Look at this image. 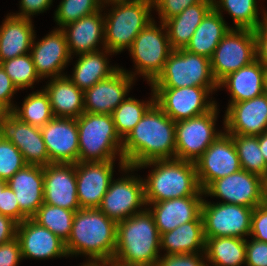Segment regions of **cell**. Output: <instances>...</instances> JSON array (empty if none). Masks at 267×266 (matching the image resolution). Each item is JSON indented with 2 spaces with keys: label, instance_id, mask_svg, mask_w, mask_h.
<instances>
[{
  "label": "cell",
  "instance_id": "1",
  "mask_svg": "<svg viewBox=\"0 0 267 266\" xmlns=\"http://www.w3.org/2000/svg\"><path fill=\"white\" fill-rule=\"evenodd\" d=\"M175 124L154 103L123 139L122 154L125 164L137 167L153 160L175 159Z\"/></svg>",
  "mask_w": 267,
  "mask_h": 266
},
{
  "label": "cell",
  "instance_id": "2",
  "mask_svg": "<svg viewBox=\"0 0 267 266\" xmlns=\"http://www.w3.org/2000/svg\"><path fill=\"white\" fill-rule=\"evenodd\" d=\"M117 223L98 208H81L75 212L71 233L65 242L68 255L84 254L89 263L106 264L113 259Z\"/></svg>",
  "mask_w": 267,
  "mask_h": 266
},
{
  "label": "cell",
  "instance_id": "3",
  "mask_svg": "<svg viewBox=\"0 0 267 266\" xmlns=\"http://www.w3.org/2000/svg\"><path fill=\"white\" fill-rule=\"evenodd\" d=\"M160 237L149 208L144 209L117 223L113 259L128 264L157 265Z\"/></svg>",
  "mask_w": 267,
  "mask_h": 266
},
{
  "label": "cell",
  "instance_id": "4",
  "mask_svg": "<svg viewBox=\"0 0 267 266\" xmlns=\"http://www.w3.org/2000/svg\"><path fill=\"white\" fill-rule=\"evenodd\" d=\"M155 166L144 181L146 205L173 198L201 196L195 162L179 159L153 160L136 168ZM144 166V167H143Z\"/></svg>",
  "mask_w": 267,
  "mask_h": 266
},
{
  "label": "cell",
  "instance_id": "5",
  "mask_svg": "<svg viewBox=\"0 0 267 266\" xmlns=\"http://www.w3.org/2000/svg\"><path fill=\"white\" fill-rule=\"evenodd\" d=\"M79 134L78 162H103L120 155V167L125 172L136 167L127 166L123 160V139L116 131L110 114L84 112L76 118Z\"/></svg>",
  "mask_w": 267,
  "mask_h": 266
},
{
  "label": "cell",
  "instance_id": "6",
  "mask_svg": "<svg viewBox=\"0 0 267 266\" xmlns=\"http://www.w3.org/2000/svg\"><path fill=\"white\" fill-rule=\"evenodd\" d=\"M112 11L104 19L105 53H118L129 49L138 34L152 21V0L104 2Z\"/></svg>",
  "mask_w": 267,
  "mask_h": 266
},
{
  "label": "cell",
  "instance_id": "7",
  "mask_svg": "<svg viewBox=\"0 0 267 266\" xmlns=\"http://www.w3.org/2000/svg\"><path fill=\"white\" fill-rule=\"evenodd\" d=\"M218 88L211 71L210 59L184 48L174 49L165 62L163 71L151 83L152 88L181 87Z\"/></svg>",
  "mask_w": 267,
  "mask_h": 266
},
{
  "label": "cell",
  "instance_id": "8",
  "mask_svg": "<svg viewBox=\"0 0 267 266\" xmlns=\"http://www.w3.org/2000/svg\"><path fill=\"white\" fill-rule=\"evenodd\" d=\"M256 60L254 30L233 29L222 38L210 59L213 78L219 83L227 75Z\"/></svg>",
  "mask_w": 267,
  "mask_h": 266
},
{
  "label": "cell",
  "instance_id": "9",
  "mask_svg": "<svg viewBox=\"0 0 267 266\" xmlns=\"http://www.w3.org/2000/svg\"><path fill=\"white\" fill-rule=\"evenodd\" d=\"M161 28L152 20L135 38L128 49L136 63L137 73L147 78L150 84L163 71L166 60L174 50L169 42L166 27ZM166 30L165 34L161 30Z\"/></svg>",
  "mask_w": 267,
  "mask_h": 266
},
{
  "label": "cell",
  "instance_id": "10",
  "mask_svg": "<svg viewBox=\"0 0 267 266\" xmlns=\"http://www.w3.org/2000/svg\"><path fill=\"white\" fill-rule=\"evenodd\" d=\"M217 105L207 113L175 124V158L195 162L222 134L215 131Z\"/></svg>",
  "mask_w": 267,
  "mask_h": 266
},
{
  "label": "cell",
  "instance_id": "11",
  "mask_svg": "<svg viewBox=\"0 0 267 266\" xmlns=\"http://www.w3.org/2000/svg\"><path fill=\"white\" fill-rule=\"evenodd\" d=\"M254 208L228 203L202 202L204 237H238L245 239L251 231Z\"/></svg>",
  "mask_w": 267,
  "mask_h": 266
},
{
  "label": "cell",
  "instance_id": "12",
  "mask_svg": "<svg viewBox=\"0 0 267 266\" xmlns=\"http://www.w3.org/2000/svg\"><path fill=\"white\" fill-rule=\"evenodd\" d=\"M217 88L181 87L153 88L155 103L173 121L178 122L203 115L212 110L215 101H206L208 94Z\"/></svg>",
  "mask_w": 267,
  "mask_h": 266
},
{
  "label": "cell",
  "instance_id": "13",
  "mask_svg": "<svg viewBox=\"0 0 267 266\" xmlns=\"http://www.w3.org/2000/svg\"><path fill=\"white\" fill-rule=\"evenodd\" d=\"M199 186L204 190L212 181L240 171L233 138L223 133L195 161Z\"/></svg>",
  "mask_w": 267,
  "mask_h": 266
},
{
  "label": "cell",
  "instance_id": "14",
  "mask_svg": "<svg viewBox=\"0 0 267 266\" xmlns=\"http://www.w3.org/2000/svg\"><path fill=\"white\" fill-rule=\"evenodd\" d=\"M0 137L12 142L28 165L50 164L40 127L22 122L11 112H0Z\"/></svg>",
  "mask_w": 267,
  "mask_h": 266
},
{
  "label": "cell",
  "instance_id": "15",
  "mask_svg": "<svg viewBox=\"0 0 267 266\" xmlns=\"http://www.w3.org/2000/svg\"><path fill=\"white\" fill-rule=\"evenodd\" d=\"M203 192L224 199L223 203L255 208L263 203V177L241 169L212 181Z\"/></svg>",
  "mask_w": 267,
  "mask_h": 266
},
{
  "label": "cell",
  "instance_id": "16",
  "mask_svg": "<svg viewBox=\"0 0 267 266\" xmlns=\"http://www.w3.org/2000/svg\"><path fill=\"white\" fill-rule=\"evenodd\" d=\"M143 205H146L144 181L134 176H125V178L110 182L98 209L118 223L142 212L137 208L141 209L140 206Z\"/></svg>",
  "mask_w": 267,
  "mask_h": 266
},
{
  "label": "cell",
  "instance_id": "17",
  "mask_svg": "<svg viewBox=\"0 0 267 266\" xmlns=\"http://www.w3.org/2000/svg\"><path fill=\"white\" fill-rule=\"evenodd\" d=\"M40 129L50 164L78 162L79 134L76 118L54 117Z\"/></svg>",
  "mask_w": 267,
  "mask_h": 266
},
{
  "label": "cell",
  "instance_id": "18",
  "mask_svg": "<svg viewBox=\"0 0 267 266\" xmlns=\"http://www.w3.org/2000/svg\"><path fill=\"white\" fill-rule=\"evenodd\" d=\"M44 203L67 210H80L76 164L51 163L43 167Z\"/></svg>",
  "mask_w": 267,
  "mask_h": 266
},
{
  "label": "cell",
  "instance_id": "19",
  "mask_svg": "<svg viewBox=\"0 0 267 266\" xmlns=\"http://www.w3.org/2000/svg\"><path fill=\"white\" fill-rule=\"evenodd\" d=\"M224 129L229 135L258 136L267 132V94L228 105Z\"/></svg>",
  "mask_w": 267,
  "mask_h": 266
},
{
  "label": "cell",
  "instance_id": "20",
  "mask_svg": "<svg viewBox=\"0 0 267 266\" xmlns=\"http://www.w3.org/2000/svg\"><path fill=\"white\" fill-rule=\"evenodd\" d=\"M134 75L119 68L109 78L84 91V112L110 114L122 103L133 83Z\"/></svg>",
  "mask_w": 267,
  "mask_h": 266
},
{
  "label": "cell",
  "instance_id": "21",
  "mask_svg": "<svg viewBox=\"0 0 267 266\" xmlns=\"http://www.w3.org/2000/svg\"><path fill=\"white\" fill-rule=\"evenodd\" d=\"M115 160L77 162V197L81 208H98L113 178Z\"/></svg>",
  "mask_w": 267,
  "mask_h": 266
},
{
  "label": "cell",
  "instance_id": "22",
  "mask_svg": "<svg viewBox=\"0 0 267 266\" xmlns=\"http://www.w3.org/2000/svg\"><path fill=\"white\" fill-rule=\"evenodd\" d=\"M16 237L20 242L22 259L68 256L65 242L31 218H27L17 225Z\"/></svg>",
  "mask_w": 267,
  "mask_h": 266
},
{
  "label": "cell",
  "instance_id": "23",
  "mask_svg": "<svg viewBox=\"0 0 267 266\" xmlns=\"http://www.w3.org/2000/svg\"><path fill=\"white\" fill-rule=\"evenodd\" d=\"M29 53L40 78L63 76L61 71L71 58L65 34L59 28L40 42L34 43L33 38Z\"/></svg>",
  "mask_w": 267,
  "mask_h": 266
},
{
  "label": "cell",
  "instance_id": "24",
  "mask_svg": "<svg viewBox=\"0 0 267 266\" xmlns=\"http://www.w3.org/2000/svg\"><path fill=\"white\" fill-rule=\"evenodd\" d=\"M203 199L200 196H186L165 201L150 203L153 208L149 210L155 225L161 234L171 231L190 221H203L201 207Z\"/></svg>",
  "mask_w": 267,
  "mask_h": 266
},
{
  "label": "cell",
  "instance_id": "25",
  "mask_svg": "<svg viewBox=\"0 0 267 266\" xmlns=\"http://www.w3.org/2000/svg\"><path fill=\"white\" fill-rule=\"evenodd\" d=\"M7 185L14 191L20 210L31 218L44 203L43 167L26 165L18 170Z\"/></svg>",
  "mask_w": 267,
  "mask_h": 266
},
{
  "label": "cell",
  "instance_id": "26",
  "mask_svg": "<svg viewBox=\"0 0 267 266\" xmlns=\"http://www.w3.org/2000/svg\"><path fill=\"white\" fill-rule=\"evenodd\" d=\"M101 11L84 16L79 20L60 28L66 37L70 54L77 55L98 51V42L102 39L104 43V19ZM66 27V28H65ZM74 51V52H73Z\"/></svg>",
  "mask_w": 267,
  "mask_h": 266
},
{
  "label": "cell",
  "instance_id": "27",
  "mask_svg": "<svg viewBox=\"0 0 267 266\" xmlns=\"http://www.w3.org/2000/svg\"><path fill=\"white\" fill-rule=\"evenodd\" d=\"M0 27V62L28 54L35 33L30 18L9 15Z\"/></svg>",
  "mask_w": 267,
  "mask_h": 266
},
{
  "label": "cell",
  "instance_id": "28",
  "mask_svg": "<svg viewBox=\"0 0 267 266\" xmlns=\"http://www.w3.org/2000/svg\"><path fill=\"white\" fill-rule=\"evenodd\" d=\"M265 67L256 59L245 66L227 75L218 83L227 87L231 93L230 103H238L255 98L264 93Z\"/></svg>",
  "mask_w": 267,
  "mask_h": 266
},
{
  "label": "cell",
  "instance_id": "29",
  "mask_svg": "<svg viewBox=\"0 0 267 266\" xmlns=\"http://www.w3.org/2000/svg\"><path fill=\"white\" fill-rule=\"evenodd\" d=\"M54 117L78 118L84 113V91L66 75L52 78L45 87Z\"/></svg>",
  "mask_w": 267,
  "mask_h": 266
},
{
  "label": "cell",
  "instance_id": "30",
  "mask_svg": "<svg viewBox=\"0 0 267 266\" xmlns=\"http://www.w3.org/2000/svg\"><path fill=\"white\" fill-rule=\"evenodd\" d=\"M213 8V1H202L184 9L164 22L173 49L185 48L196 28Z\"/></svg>",
  "mask_w": 267,
  "mask_h": 266
},
{
  "label": "cell",
  "instance_id": "31",
  "mask_svg": "<svg viewBox=\"0 0 267 266\" xmlns=\"http://www.w3.org/2000/svg\"><path fill=\"white\" fill-rule=\"evenodd\" d=\"M230 29L223 20L221 11L217 12L212 8L196 28L184 49L211 59L219 42Z\"/></svg>",
  "mask_w": 267,
  "mask_h": 266
},
{
  "label": "cell",
  "instance_id": "32",
  "mask_svg": "<svg viewBox=\"0 0 267 266\" xmlns=\"http://www.w3.org/2000/svg\"><path fill=\"white\" fill-rule=\"evenodd\" d=\"M205 243L203 221L184 223L161 234L160 237V248L167 250V255L191 254L200 251L205 253Z\"/></svg>",
  "mask_w": 267,
  "mask_h": 266
},
{
  "label": "cell",
  "instance_id": "33",
  "mask_svg": "<svg viewBox=\"0 0 267 266\" xmlns=\"http://www.w3.org/2000/svg\"><path fill=\"white\" fill-rule=\"evenodd\" d=\"M98 51L81 54L69 79L82 91L93 87L99 81L109 78L119 68L110 67L107 57Z\"/></svg>",
  "mask_w": 267,
  "mask_h": 266
},
{
  "label": "cell",
  "instance_id": "34",
  "mask_svg": "<svg viewBox=\"0 0 267 266\" xmlns=\"http://www.w3.org/2000/svg\"><path fill=\"white\" fill-rule=\"evenodd\" d=\"M205 258L214 266H240L246 263V239L205 238Z\"/></svg>",
  "mask_w": 267,
  "mask_h": 266
},
{
  "label": "cell",
  "instance_id": "35",
  "mask_svg": "<svg viewBox=\"0 0 267 266\" xmlns=\"http://www.w3.org/2000/svg\"><path fill=\"white\" fill-rule=\"evenodd\" d=\"M19 120L32 126L43 127L54 118L48 94L43 89L28 95L21 109L17 106L11 111Z\"/></svg>",
  "mask_w": 267,
  "mask_h": 266
},
{
  "label": "cell",
  "instance_id": "36",
  "mask_svg": "<svg viewBox=\"0 0 267 266\" xmlns=\"http://www.w3.org/2000/svg\"><path fill=\"white\" fill-rule=\"evenodd\" d=\"M75 212L43 203L31 219L66 242L71 233Z\"/></svg>",
  "mask_w": 267,
  "mask_h": 266
},
{
  "label": "cell",
  "instance_id": "37",
  "mask_svg": "<svg viewBox=\"0 0 267 266\" xmlns=\"http://www.w3.org/2000/svg\"><path fill=\"white\" fill-rule=\"evenodd\" d=\"M256 0H213V8L220 12V8L228 11L234 19L236 29L255 30L267 19V13H264L263 20L258 17V8Z\"/></svg>",
  "mask_w": 267,
  "mask_h": 266
},
{
  "label": "cell",
  "instance_id": "38",
  "mask_svg": "<svg viewBox=\"0 0 267 266\" xmlns=\"http://www.w3.org/2000/svg\"><path fill=\"white\" fill-rule=\"evenodd\" d=\"M243 170L261 177L267 175V163L259 148L258 136L231 135Z\"/></svg>",
  "mask_w": 267,
  "mask_h": 266
},
{
  "label": "cell",
  "instance_id": "39",
  "mask_svg": "<svg viewBox=\"0 0 267 266\" xmlns=\"http://www.w3.org/2000/svg\"><path fill=\"white\" fill-rule=\"evenodd\" d=\"M152 91L153 98L147 103L129 97L111 113L116 131L122 139L128 135L145 115L146 111L155 103L154 90Z\"/></svg>",
  "mask_w": 267,
  "mask_h": 266
},
{
  "label": "cell",
  "instance_id": "40",
  "mask_svg": "<svg viewBox=\"0 0 267 266\" xmlns=\"http://www.w3.org/2000/svg\"><path fill=\"white\" fill-rule=\"evenodd\" d=\"M0 65L10 77L14 86L19 89L32 87L34 82L41 80L36 72L31 54L22 55L6 61L0 62Z\"/></svg>",
  "mask_w": 267,
  "mask_h": 266
},
{
  "label": "cell",
  "instance_id": "41",
  "mask_svg": "<svg viewBox=\"0 0 267 266\" xmlns=\"http://www.w3.org/2000/svg\"><path fill=\"white\" fill-rule=\"evenodd\" d=\"M103 3V0H62L55 11V21L63 28L69 23L101 10Z\"/></svg>",
  "mask_w": 267,
  "mask_h": 266
},
{
  "label": "cell",
  "instance_id": "42",
  "mask_svg": "<svg viewBox=\"0 0 267 266\" xmlns=\"http://www.w3.org/2000/svg\"><path fill=\"white\" fill-rule=\"evenodd\" d=\"M26 165L20 150L12 142L0 137V179L8 181Z\"/></svg>",
  "mask_w": 267,
  "mask_h": 266
},
{
  "label": "cell",
  "instance_id": "43",
  "mask_svg": "<svg viewBox=\"0 0 267 266\" xmlns=\"http://www.w3.org/2000/svg\"><path fill=\"white\" fill-rule=\"evenodd\" d=\"M153 7L159 12L161 22L179 15L184 9L202 1L213 0H152Z\"/></svg>",
  "mask_w": 267,
  "mask_h": 266
},
{
  "label": "cell",
  "instance_id": "44",
  "mask_svg": "<svg viewBox=\"0 0 267 266\" xmlns=\"http://www.w3.org/2000/svg\"><path fill=\"white\" fill-rule=\"evenodd\" d=\"M0 214L12 218L18 224L28 218L20 210L16 195L8 185L0 191Z\"/></svg>",
  "mask_w": 267,
  "mask_h": 266
},
{
  "label": "cell",
  "instance_id": "45",
  "mask_svg": "<svg viewBox=\"0 0 267 266\" xmlns=\"http://www.w3.org/2000/svg\"><path fill=\"white\" fill-rule=\"evenodd\" d=\"M261 242H267V205L265 203L256 206L251 216L250 236Z\"/></svg>",
  "mask_w": 267,
  "mask_h": 266
},
{
  "label": "cell",
  "instance_id": "46",
  "mask_svg": "<svg viewBox=\"0 0 267 266\" xmlns=\"http://www.w3.org/2000/svg\"><path fill=\"white\" fill-rule=\"evenodd\" d=\"M247 266H267V242L252 239L246 240V263Z\"/></svg>",
  "mask_w": 267,
  "mask_h": 266
},
{
  "label": "cell",
  "instance_id": "47",
  "mask_svg": "<svg viewBox=\"0 0 267 266\" xmlns=\"http://www.w3.org/2000/svg\"><path fill=\"white\" fill-rule=\"evenodd\" d=\"M15 91L18 89L0 65V112H11L14 109L15 106L11 103V98Z\"/></svg>",
  "mask_w": 267,
  "mask_h": 266
},
{
  "label": "cell",
  "instance_id": "48",
  "mask_svg": "<svg viewBox=\"0 0 267 266\" xmlns=\"http://www.w3.org/2000/svg\"><path fill=\"white\" fill-rule=\"evenodd\" d=\"M157 266H208L198 253L167 255L158 259Z\"/></svg>",
  "mask_w": 267,
  "mask_h": 266
},
{
  "label": "cell",
  "instance_id": "49",
  "mask_svg": "<svg viewBox=\"0 0 267 266\" xmlns=\"http://www.w3.org/2000/svg\"><path fill=\"white\" fill-rule=\"evenodd\" d=\"M21 255V247L18 238L0 245V266H17Z\"/></svg>",
  "mask_w": 267,
  "mask_h": 266
},
{
  "label": "cell",
  "instance_id": "50",
  "mask_svg": "<svg viewBox=\"0 0 267 266\" xmlns=\"http://www.w3.org/2000/svg\"><path fill=\"white\" fill-rule=\"evenodd\" d=\"M256 59L267 68V19L254 30Z\"/></svg>",
  "mask_w": 267,
  "mask_h": 266
},
{
  "label": "cell",
  "instance_id": "51",
  "mask_svg": "<svg viewBox=\"0 0 267 266\" xmlns=\"http://www.w3.org/2000/svg\"><path fill=\"white\" fill-rule=\"evenodd\" d=\"M52 4V0H21V13L15 16L30 18L31 15L44 12Z\"/></svg>",
  "mask_w": 267,
  "mask_h": 266
},
{
  "label": "cell",
  "instance_id": "52",
  "mask_svg": "<svg viewBox=\"0 0 267 266\" xmlns=\"http://www.w3.org/2000/svg\"><path fill=\"white\" fill-rule=\"evenodd\" d=\"M18 223L0 214V245L16 238Z\"/></svg>",
  "mask_w": 267,
  "mask_h": 266
},
{
  "label": "cell",
  "instance_id": "53",
  "mask_svg": "<svg viewBox=\"0 0 267 266\" xmlns=\"http://www.w3.org/2000/svg\"><path fill=\"white\" fill-rule=\"evenodd\" d=\"M259 148L267 163V132L258 135Z\"/></svg>",
  "mask_w": 267,
  "mask_h": 266
},
{
  "label": "cell",
  "instance_id": "54",
  "mask_svg": "<svg viewBox=\"0 0 267 266\" xmlns=\"http://www.w3.org/2000/svg\"><path fill=\"white\" fill-rule=\"evenodd\" d=\"M104 266H157V265H137V264H128L114 259L109 260Z\"/></svg>",
  "mask_w": 267,
  "mask_h": 266
},
{
  "label": "cell",
  "instance_id": "55",
  "mask_svg": "<svg viewBox=\"0 0 267 266\" xmlns=\"http://www.w3.org/2000/svg\"><path fill=\"white\" fill-rule=\"evenodd\" d=\"M263 203L267 205V175L263 178Z\"/></svg>",
  "mask_w": 267,
  "mask_h": 266
},
{
  "label": "cell",
  "instance_id": "56",
  "mask_svg": "<svg viewBox=\"0 0 267 266\" xmlns=\"http://www.w3.org/2000/svg\"><path fill=\"white\" fill-rule=\"evenodd\" d=\"M264 93L267 94V68L265 69Z\"/></svg>",
  "mask_w": 267,
  "mask_h": 266
},
{
  "label": "cell",
  "instance_id": "57",
  "mask_svg": "<svg viewBox=\"0 0 267 266\" xmlns=\"http://www.w3.org/2000/svg\"><path fill=\"white\" fill-rule=\"evenodd\" d=\"M7 186V181L0 179V191H2Z\"/></svg>",
  "mask_w": 267,
  "mask_h": 266
},
{
  "label": "cell",
  "instance_id": "58",
  "mask_svg": "<svg viewBox=\"0 0 267 266\" xmlns=\"http://www.w3.org/2000/svg\"><path fill=\"white\" fill-rule=\"evenodd\" d=\"M104 2H115V1H140V0H103Z\"/></svg>",
  "mask_w": 267,
  "mask_h": 266
},
{
  "label": "cell",
  "instance_id": "59",
  "mask_svg": "<svg viewBox=\"0 0 267 266\" xmlns=\"http://www.w3.org/2000/svg\"><path fill=\"white\" fill-rule=\"evenodd\" d=\"M83 266H104V265H101V264H93V263H89V262H87V263L84 264Z\"/></svg>",
  "mask_w": 267,
  "mask_h": 266
}]
</instances>
